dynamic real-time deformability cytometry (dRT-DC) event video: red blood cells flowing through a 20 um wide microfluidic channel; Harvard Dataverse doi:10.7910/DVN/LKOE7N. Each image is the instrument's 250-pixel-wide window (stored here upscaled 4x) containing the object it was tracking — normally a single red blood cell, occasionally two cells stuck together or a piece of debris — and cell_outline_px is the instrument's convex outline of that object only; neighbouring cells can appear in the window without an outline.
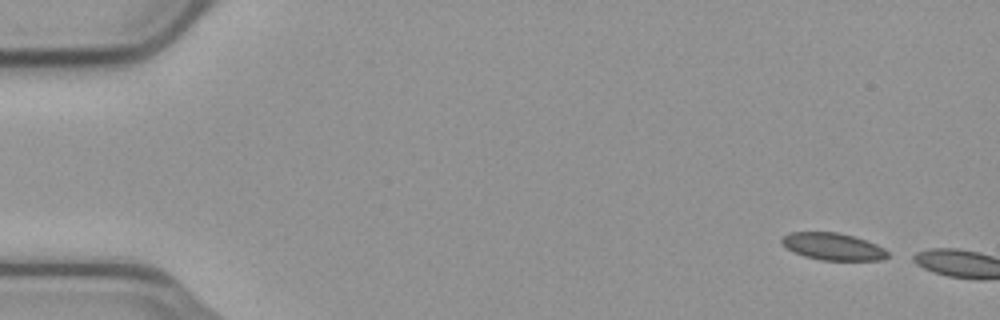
{"species": "common noctule bat (a hibernating species)", "species_latin": "Nyctalus noctula", "temperature_condition": "cold", "stored_images_in_passage": 3, "camera_frame_rate_fps": 3000, "um_per_image_px": 0.085, "animal": {"sex": "male", "body_mass_g": 23.1, "forearm_length_mm": 52.7}, "frame": {"image": 1, "passage_image": 1, "time_ms": 0.0, "image_size_px": [1000, 320], "cell_outline_px": [[888, 256], [880, 260], [820, 260], [804, 256], [788, 248], [780, 240], [788, 232], [836, 232], [852, 236], [876, 244], [884, 248], [888, 252]], "centroid_in_image_um": [70.8, 20.95], "position_along_channel_um": 14.2, "area_um2": 16.47}}